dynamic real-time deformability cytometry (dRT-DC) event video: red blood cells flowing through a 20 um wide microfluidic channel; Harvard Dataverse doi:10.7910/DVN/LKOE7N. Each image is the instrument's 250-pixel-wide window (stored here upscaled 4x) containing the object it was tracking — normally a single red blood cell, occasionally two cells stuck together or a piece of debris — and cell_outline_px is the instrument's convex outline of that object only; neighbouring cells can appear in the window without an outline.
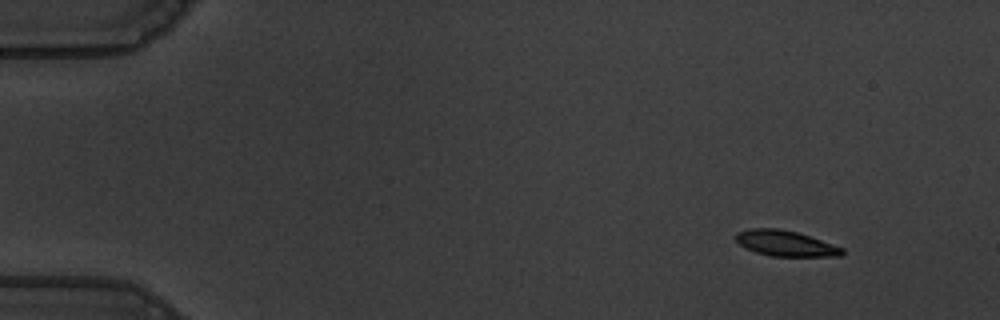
{"species": "common noctule bat (a hibernating species)", "species_latin": "Nyctalus noctula", "temperature_condition": "warm", "stored_images_in_passage": 52, "camera_frame_rate_fps": 3000, "um_per_image_px": 0.085, "animal": {"sex": "male", "body_mass_g": 19.5, "forearm_length_mm": 54.6}, "frame": {"image": 1, "passage_image": 1, "time_ms": 0.0, "image_size_px": [1000, 320], "cell_outline_px": [[844, 252], [840, 256], [772, 256], [756, 252], [744, 248], [736, 240], [736, 232], [748, 228], [780, 228], [796, 232], [844, 248]], "centroid_in_image_um": [66.73, 20.68], "position_along_channel_um": 18.3, "area_um2": 15.78}}
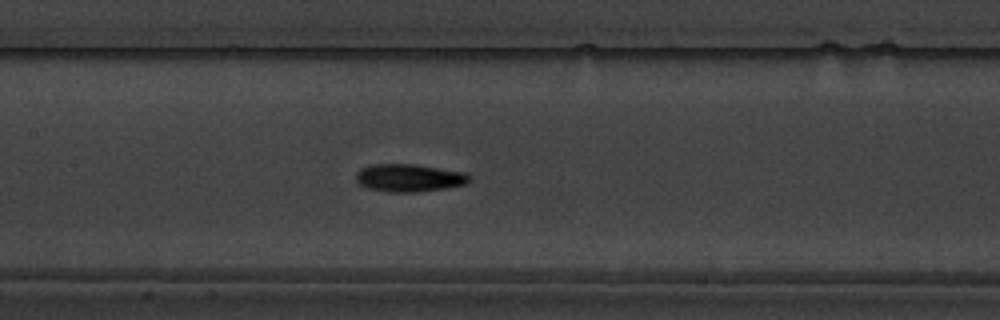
{"frame": {"image": 2, "passage_image": 23, "time_ms": 7.333, "image_size_px": [1000, 320], "cell_outline_px": [[472, 180], [464, 184], [444, 188], [416, 192], [388, 192], [368, 188], [360, 184], [356, 180], [356, 172], [360, 168], [372, 164], [416, 164], [464, 172]], "centroid_in_image_um": [34.74, 15.11], "position_along_channel_um": 172.7, "area_um2": 18.26}}
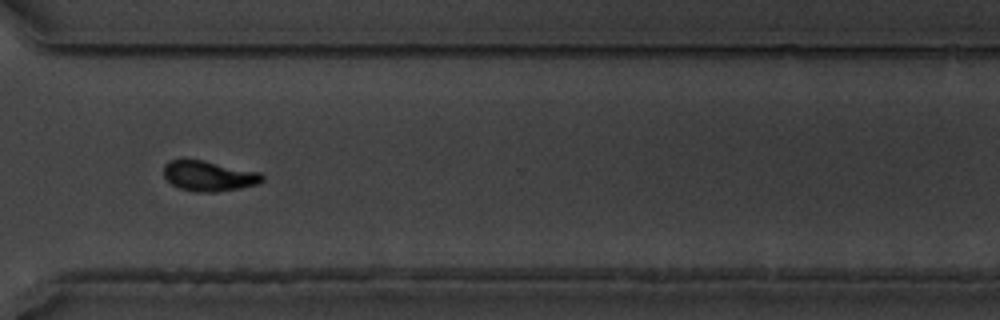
{"frame": {"image": 3, "passage_image": 38, "time_ms": 12.333, "image_size_px": [1000, 320], "cell_outline_px": [[264, 180], [256, 184], [240, 188], [216, 192], [196, 192], [180, 188], [172, 184], [164, 176], [164, 164], [168, 160], [184, 156], [204, 160], [260, 172], [264, 176]], "centroid_in_image_um": [17.7, 14.91], "position_along_channel_um": 352.9, "area_um2": 17.86}, "authors_computed_cell_mechanics": {"area_um2": 17.1955, "velocity_mm_per_s": 3.6066, "shape_relaxation_time_tau1_ms": 3.2965, "shape_relaxation_time_tau2_ms": 3.2408, "deformation_change_tau1": 0.1474, "deformation_change_tau2": 0.09}}